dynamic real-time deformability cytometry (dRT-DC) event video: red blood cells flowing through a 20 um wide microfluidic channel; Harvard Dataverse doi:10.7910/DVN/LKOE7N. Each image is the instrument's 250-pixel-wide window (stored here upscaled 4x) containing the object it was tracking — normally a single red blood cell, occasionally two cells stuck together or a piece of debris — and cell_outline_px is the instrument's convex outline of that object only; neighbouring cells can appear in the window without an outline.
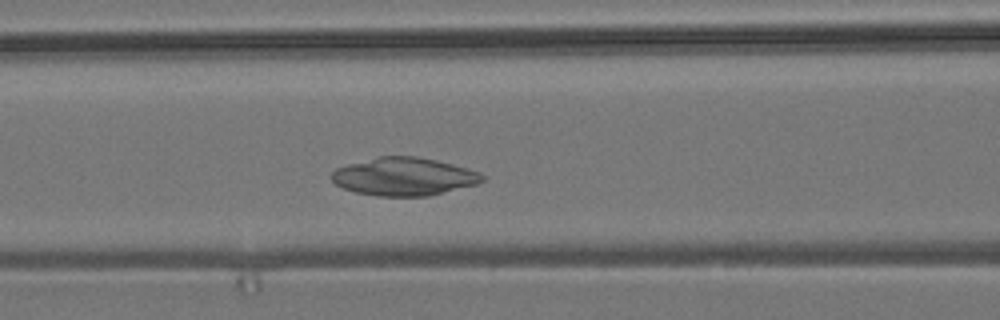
{"species": "common noctule bat (a hibernating species)", "species_latin": "Nyctalus noctula", "temperature_condition": "room temperature", "stored_images_in_passage": 41, "camera_frame_rate_fps": 3000, "um_per_image_px": 0.085, "animal": {"sex": "male", "body_mass_g": 19.2, "forearm_length_mm": 51.8}, "frame": {"image": 1, "passage_image": 16, "time_ms": 5.0, "image_size_px": [1000, 320], "cell_outline_px": [[488, 176], [484, 180], [476, 184], [428, 196], [380, 196], [356, 192], [344, 188], [336, 184], [328, 176], [336, 168], [348, 164], [380, 156], [416, 156], [436, 160], [468, 168], [480, 172]], "centroid_in_image_um": [34.35, 15.0], "position_along_channel_um": 132.3, "area_um2": 33.35}}
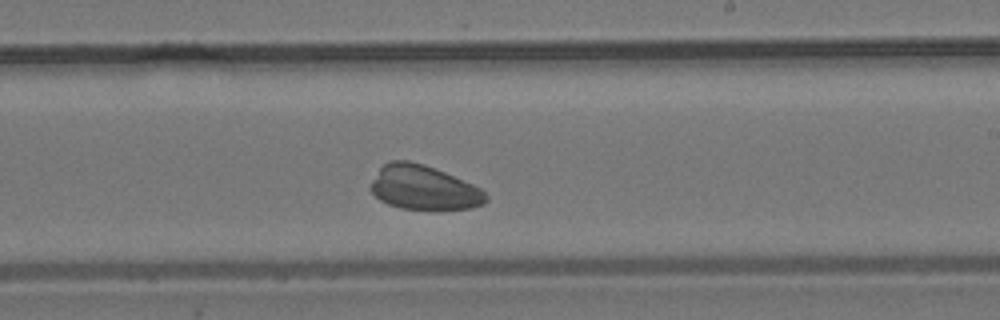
{"frame": {"image": 2, "passage_image": 26, "time_ms": 8.333, "image_size_px": [1000, 320], "cell_outline_px": [[488, 200], [484, 204], [472, 208], [400, 208], [388, 204], [380, 200], [368, 188], [372, 180], [380, 168], [388, 160], [408, 160], [424, 164], [444, 172], [472, 184], [480, 188], [488, 196]], "centroid_in_image_um": [35.99, 15.93], "position_along_channel_um": 253.0, "area_um2": 29.42}}
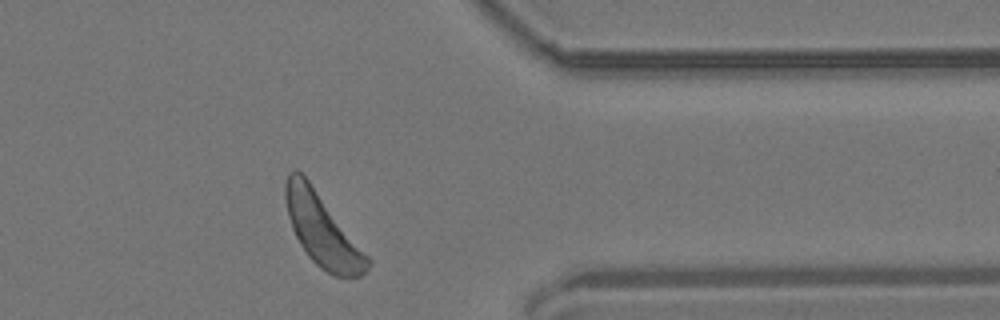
{"frame": {"image": 3, "passage_image": 38, "time_ms": 12.333, "image_size_px": [1000, 320], "cell_outline_px": [[372, 264], [360, 276], [332, 276], [320, 268], [308, 256], [300, 244], [292, 228], [288, 216], [284, 200], [284, 184], [288, 172], [292, 168], [296, 168], [308, 180], [372, 260]], "centroid_in_image_um": [27.37, 19.54], "position_along_channel_um": 384.0, "area_um2": 34.33}}